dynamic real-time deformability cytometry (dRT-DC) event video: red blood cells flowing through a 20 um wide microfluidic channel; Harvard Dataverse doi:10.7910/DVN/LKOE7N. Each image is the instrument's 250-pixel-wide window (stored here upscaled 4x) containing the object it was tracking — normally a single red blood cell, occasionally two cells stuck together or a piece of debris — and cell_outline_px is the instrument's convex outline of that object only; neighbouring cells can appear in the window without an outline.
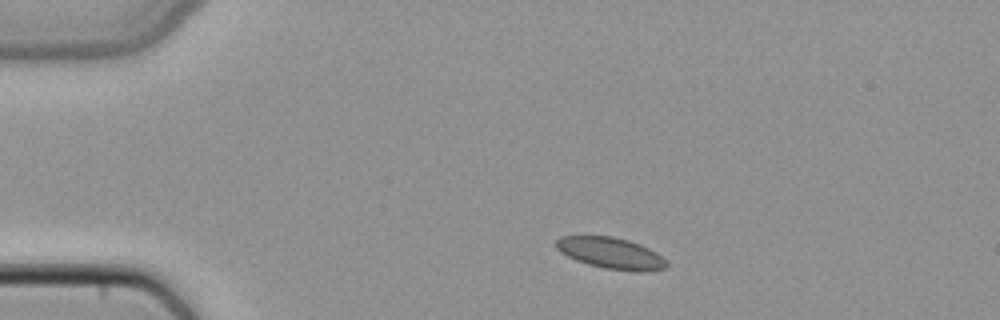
{"species": "common noctule bat (a hibernating species)", "species_latin": "Nyctalus noctula", "temperature_condition": "cold", "stored_images_in_passage": 3, "segment_of_instrument_passage": [1, 2], "camera_frame_rate_fps": 3000, "um_per_image_px": 0.085, "animal": {"sex": "female", "body_mass_g": 22.7, "forearm_length_mm": 54.2}, "frame": {"image": 1, "passage_image": 1, "time_ms": 0.0, "image_size_px": [1000, 320], "cell_outline_px": [[668, 268], [652, 272], [636, 272], [604, 268], [588, 264], [576, 260], [560, 252], [556, 248], [556, 240], [560, 236], [612, 236], [628, 240], [640, 244], [656, 252], [668, 260]], "centroid_in_image_um": [51.99, 21.54], "position_along_channel_um": 33.0, "area_um2": 20.46}}